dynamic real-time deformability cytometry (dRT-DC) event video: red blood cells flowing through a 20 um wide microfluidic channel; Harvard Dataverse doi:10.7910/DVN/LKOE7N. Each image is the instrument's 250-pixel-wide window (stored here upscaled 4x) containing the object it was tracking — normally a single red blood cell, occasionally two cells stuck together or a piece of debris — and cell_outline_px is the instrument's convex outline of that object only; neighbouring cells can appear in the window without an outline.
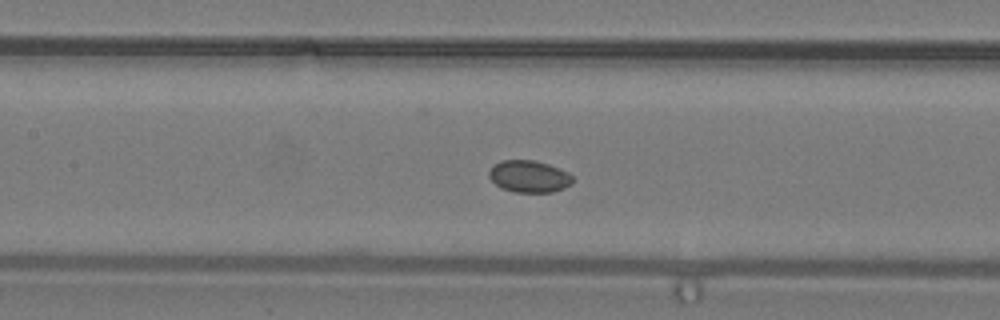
{"species": "common noctule bat (a hibernating species)", "species_latin": "Nyctalus noctula", "temperature_condition": "warm", "stored_images_in_passage": 6, "camera_frame_rate_fps": 3000, "um_per_image_px": 0.085, "animal": {"sex": "male", "body_mass_g": 19.2, "forearm_length_mm": 51.8}, "frame": {"image": 1, "passage_image": 6, "time_ms": 1.667, "image_size_px": [1000, 320], "cell_outline_px": [[572, 184], [564, 188], [552, 192], [516, 192], [504, 188], [496, 184], [488, 176], [488, 172], [492, 164], [500, 160], [536, 160], [560, 168], [568, 172], [572, 176]], "centroid_in_image_um": [44.97, 14.98], "position_along_channel_um": 162.4, "area_um2": 15.66}}